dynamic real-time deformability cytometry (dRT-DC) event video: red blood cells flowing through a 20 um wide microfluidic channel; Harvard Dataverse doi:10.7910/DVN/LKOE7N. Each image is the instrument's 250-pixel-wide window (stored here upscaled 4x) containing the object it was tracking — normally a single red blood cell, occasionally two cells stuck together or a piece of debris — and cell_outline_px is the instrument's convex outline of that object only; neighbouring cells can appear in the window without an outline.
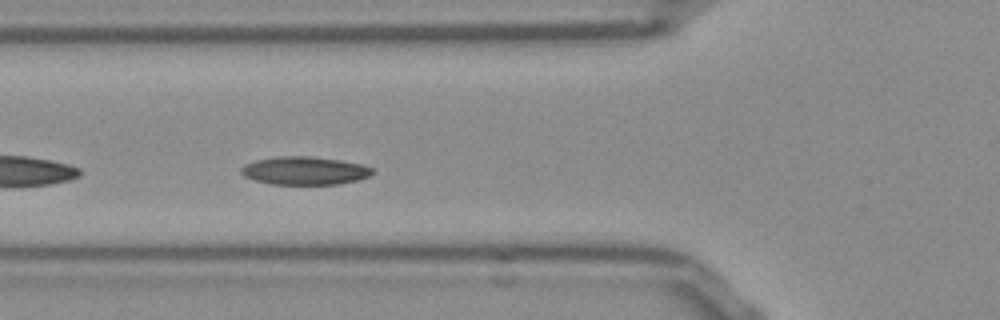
{"species": "Egyptian fruit bat (a non-hibernating species)", "species_latin": "Rousettus aegyptiacus", "temperature_condition": "room temperature", "stored_images_in_passage": 27, "camera_frame_rate_fps": 3000, "um_per_image_px": 0.085, "frame": {"image": 1, "passage_image": 5, "time_ms": 1.333, "image_size_px": [1000, 320], "cell_outline_px": [[372, 172], [368, 176], [356, 180], [340, 184], [272, 184], [256, 180], [244, 176], [240, 172], [240, 168], [244, 164], [256, 160], [280, 156], [312, 156], [340, 160], [360, 164], [372, 168]], "centroid_in_image_um": [25.86, 14.5], "position_along_channel_um": 99.9, "area_um2": 21.33}}
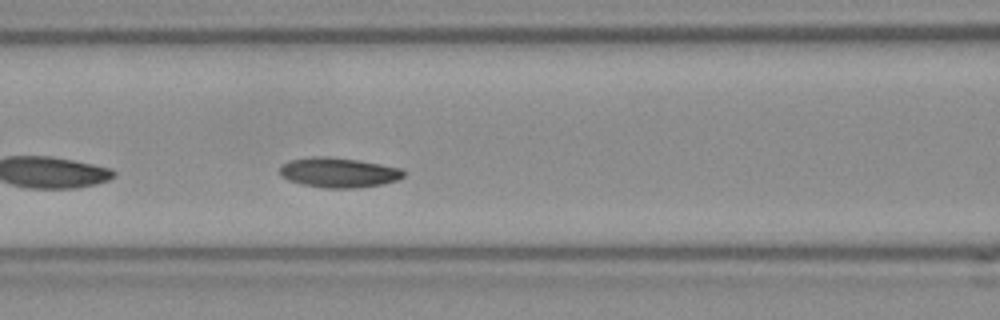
{"frame": {"image": 2, "passage_image": 8, "time_ms": 2.333, "image_size_px": [1000, 320], "cell_outline_px": [[404, 176], [396, 180], [380, 184], [352, 188], [324, 188], [300, 184], [288, 180], [280, 176], [280, 168], [288, 160], [312, 156], [328, 156], [360, 160], [400, 168], [404, 172]], "centroid_in_image_um": [28.73, 14.65], "position_along_channel_um": 137.9, "area_um2": 21.56}}
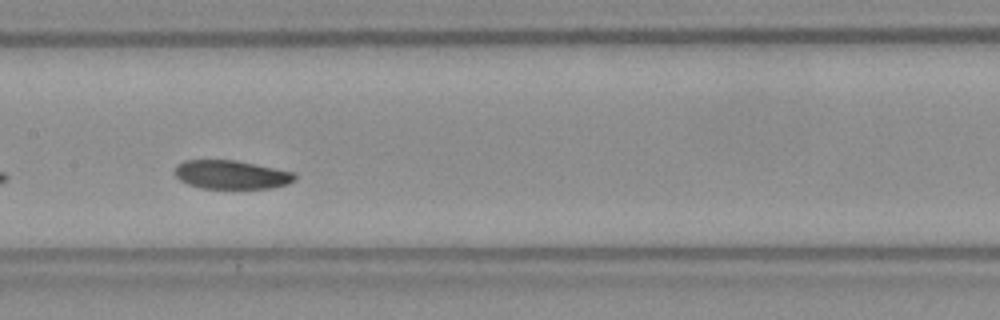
{"frame": {"image": 3, "passage_image": 12, "time_ms": 3.667, "image_size_px": [1000, 320], "cell_outline_px": [[296, 180], [288, 184], [272, 188], [200, 188], [188, 184], [180, 180], [176, 176], [176, 168], [184, 160], [236, 160], [292, 172], [296, 176]], "centroid_in_image_um": [19.68, 14.85], "position_along_channel_um": 187.7, "area_um2": 19.83}, "authors_computed_cell_mechanics": {"area_um2": 21.4438, "velocity_mm_per_s": 3.746, "shape_relaxation_time_tau1_ms": 5.0197, "shape_relaxation_time_tau2_ms": 9.371, "deformation_change_tau1": 0.0869, "deformation_change_tau2": 0.1539}}